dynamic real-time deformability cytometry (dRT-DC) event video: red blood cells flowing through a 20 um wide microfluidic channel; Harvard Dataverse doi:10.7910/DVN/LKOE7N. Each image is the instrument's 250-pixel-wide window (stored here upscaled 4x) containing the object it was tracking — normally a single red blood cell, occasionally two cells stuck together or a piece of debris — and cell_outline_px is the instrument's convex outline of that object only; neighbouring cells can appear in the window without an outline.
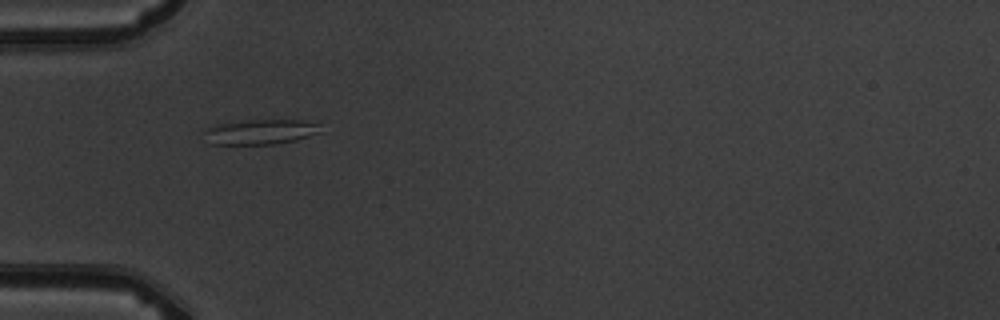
{"species": "common noctule bat (a hibernating species)", "species_latin": "Nyctalus noctula", "temperature_condition": "warm", "stored_images_in_passage": 6, "camera_frame_rate_fps": 3000, "um_per_image_px": 0.085, "animal": {"sex": "male", "body_mass_g": 19.5, "forearm_length_mm": 54.6}, "frame": {"image": 1, "passage_image": 5, "time_ms": 4.667, "image_size_px": [1000, 320], "cell_outline_px": [[320, 132], [296, 140], [276, 144], [208, 144], [204, 132], [204, 128], [220, 124], [240, 120], [300, 120], [320, 124]], "centroid_in_image_um": [22.1, 11.21], "position_along_channel_um": 62.9, "area_um2": 16.99}}
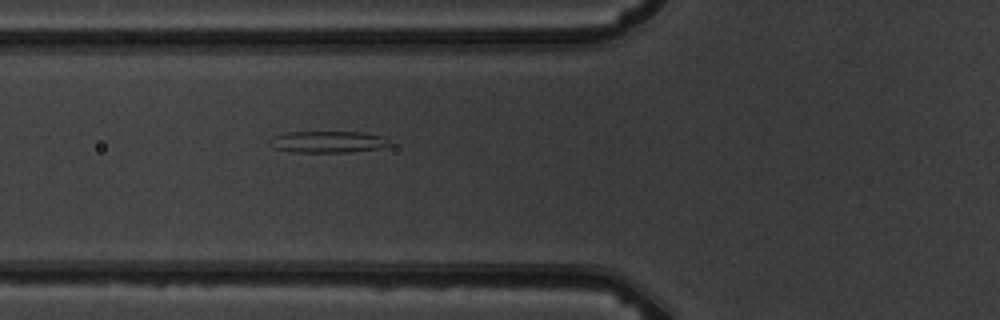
{"frame": {"image": 2, "passage_image": 6, "time_ms": 5.667, "image_size_px": [1000, 320], "cell_outline_px": [[392, 144], [380, 148], [348, 152], [292, 152], [272, 148], [268, 140], [276, 136], [288, 132], [360, 132], [384, 136]], "centroid_in_image_um": [27.86, 12.06], "position_along_channel_um": 97.9, "area_um2": 15.09}}